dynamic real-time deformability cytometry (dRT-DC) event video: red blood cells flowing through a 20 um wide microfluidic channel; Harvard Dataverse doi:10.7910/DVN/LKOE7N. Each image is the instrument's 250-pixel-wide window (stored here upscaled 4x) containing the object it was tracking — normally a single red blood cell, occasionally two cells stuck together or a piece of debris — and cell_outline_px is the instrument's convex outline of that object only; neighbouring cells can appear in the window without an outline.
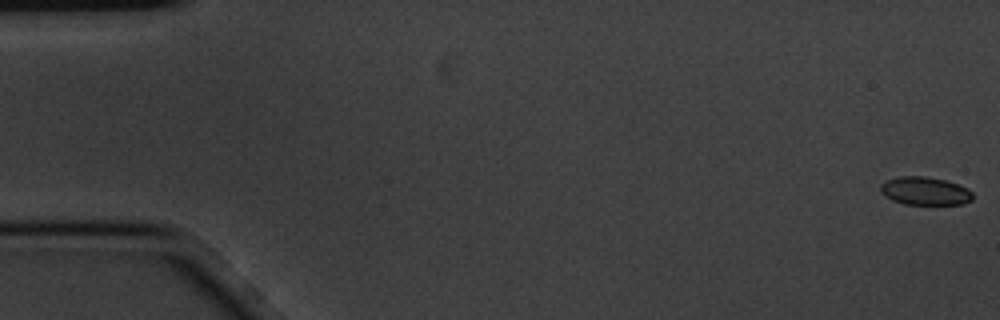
{"species": "common noctule bat (a hibernating species)", "species_latin": "Nyctalus noctula", "temperature_condition": "cold", "stored_images_in_passage": 9, "camera_frame_rate_fps": 3000, "um_per_image_px": 0.085, "animal": {"sex": "male", "body_mass_g": 20.1, "forearm_length_mm": 53.5}, "frame": {"image": 1, "passage_image": 1, "time_ms": 0.0, "image_size_px": [1000, 320], "cell_outline_px": [[972, 200], [964, 204], [904, 204], [892, 200], [884, 196], [880, 192], [880, 184], [888, 180], [900, 176], [924, 176], [944, 180], [968, 188], [972, 192]], "centroid_in_image_um": [78.61, 16.24], "position_along_channel_um": 6.4, "area_um2": 15.09}}
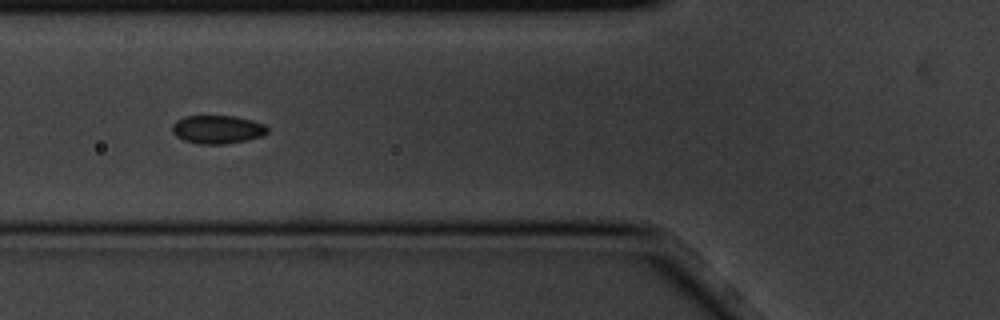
{"frame": {"image": 2, "passage_image": 7, "time_ms": 2.0, "image_size_px": [1000, 320], "cell_outline_px": [[268, 132], [264, 136], [248, 140], [224, 144], [200, 144], [184, 140], [176, 136], [172, 132], [172, 124], [176, 120], [184, 116], [232, 116], [252, 120], [264, 124], [268, 128]], "centroid_in_image_um": [18.49, 11.0], "position_along_channel_um": 107.3, "area_um2": 15.84}}
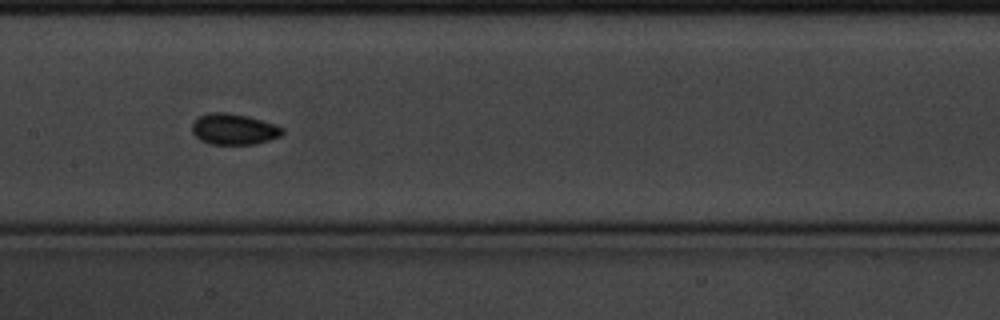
{"frame": {"image": 3, "passage_image": 9, "time_ms": 2.667, "image_size_px": [1000, 320], "cell_outline_px": [[284, 132], [280, 136], [256, 144], [208, 144], [200, 140], [192, 132], [192, 124], [200, 116], [208, 112], [228, 112], [248, 116], [276, 124], [284, 128]], "centroid_in_image_um": [19.89, 10.97], "position_along_channel_um": 187.5, "area_um2": 16.42}}